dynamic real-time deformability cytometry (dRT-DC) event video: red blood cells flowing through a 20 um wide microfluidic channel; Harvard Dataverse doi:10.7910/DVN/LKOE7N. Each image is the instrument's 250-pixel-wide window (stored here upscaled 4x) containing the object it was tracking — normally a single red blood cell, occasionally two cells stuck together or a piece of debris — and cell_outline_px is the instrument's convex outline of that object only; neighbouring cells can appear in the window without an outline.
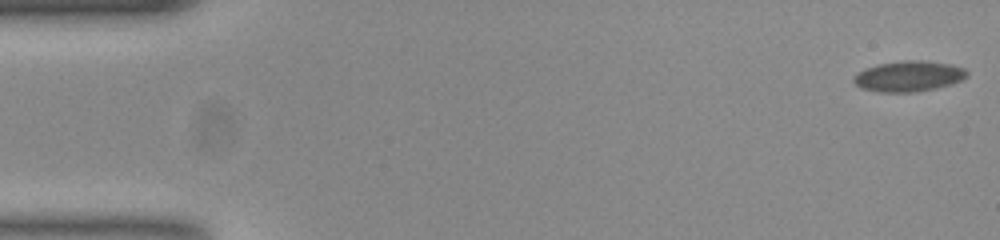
{"species": "common noctule bat (a hibernating species)", "species_latin": "Nyctalus noctula", "temperature_condition": "room temperature", "stored_images_in_passage": 51, "segment_of_instrument_passage": [1, 2], "camera_frame_rate_fps": 3000, "um_per_image_px": 0.085, "animal": {"sex": "female", "body_mass_g": 23.0, "forearm_length_mm": 53.4}, "frame": {"image": 1, "passage_image": 1, "time_ms": 0.0, "image_size_px": [1000, 240], "cell_outline_px": [[968, 76], [952, 84], [936, 88], [916, 92], [876, 92], [860, 88], [852, 80], [864, 68], [880, 64], [904, 60], [920, 60], [952, 64], [964, 68], [968, 72]], "centroid_in_image_um": [77.26, 6.48], "position_along_channel_um": 7.7, "area_um2": 20.23}}
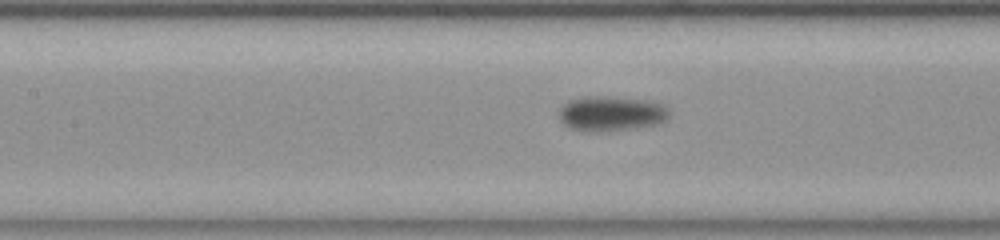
{"frame": {"image": 2, "passage_image": 25, "time_ms": 8.0, "image_size_px": [1000, 240], "cell_outline_px": [[668, 116], [664, 120], [652, 124], [616, 128], [572, 128], [564, 124], [560, 120], [560, 108], [568, 100], [584, 96], [612, 96], [648, 100], [668, 104]], "centroid_in_image_um": [51.97, 9.54], "position_along_channel_um": 155.4, "area_um2": 21.27}}
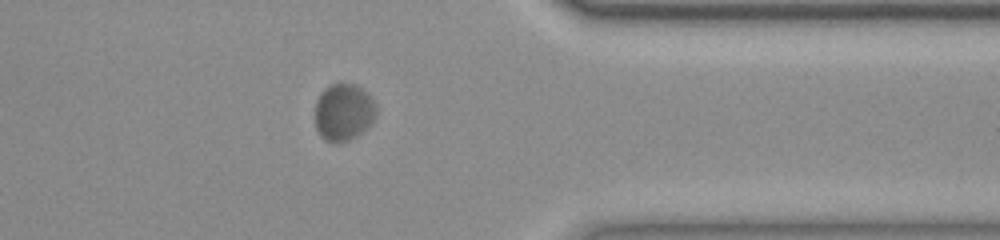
{"frame": {"image": 3, "passage_image": 45, "time_ms": 14.667, "image_size_px": [1000, 240], "cell_outline_px": [[376, 116], [368, 128], [356, 136], [348, 140], [324, 140], [320, 136], [316, 128], [316, 100], [320, 92], [328, 84], [344, 80], [356, 84], [368, 92], [376, 104]], "centroid_in_image_um": [29.22, 9.44], "position_along_channel_um": 382.2, "area_um2": 20.81}}